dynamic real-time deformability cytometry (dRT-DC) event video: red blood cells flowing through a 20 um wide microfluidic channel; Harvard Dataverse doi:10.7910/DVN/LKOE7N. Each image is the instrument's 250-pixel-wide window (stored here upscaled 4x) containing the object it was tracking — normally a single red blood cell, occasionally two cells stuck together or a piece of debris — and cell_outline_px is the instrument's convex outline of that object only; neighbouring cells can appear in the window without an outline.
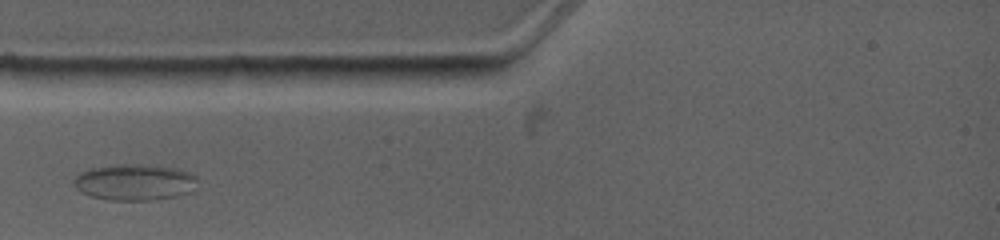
{"species": "common noctule bat (a hibernating species)", "species_latin": "Nyctalus noctula", "temperature_condition": "warm", "stored_images_in_passage": 4, "camera_frame_rate_fps": 4500, "um_per_image_px": 0.085, "animal": {"sex": "female", "body_mass_g": 19.0, "forearm_length_mm": 53.3}, "frame": {"image": 1, "passage_image": 3, "time_ms": 1.778, "image_size_px": [1000, 240], "cell_outline_px": [[196, 180], [188, 192], [176, 196], [152, 200], [112, 200], [92, 196], [80, 192], [76, 188], [72, 180], [80, 172], [88, 168], [112, 164], [148, 164], [180, 168], [196, 176]], "centroid_in_image_um": [11.39, 15.46], "position_along_channel_um": 73.6, "area_um2": 26.24}}